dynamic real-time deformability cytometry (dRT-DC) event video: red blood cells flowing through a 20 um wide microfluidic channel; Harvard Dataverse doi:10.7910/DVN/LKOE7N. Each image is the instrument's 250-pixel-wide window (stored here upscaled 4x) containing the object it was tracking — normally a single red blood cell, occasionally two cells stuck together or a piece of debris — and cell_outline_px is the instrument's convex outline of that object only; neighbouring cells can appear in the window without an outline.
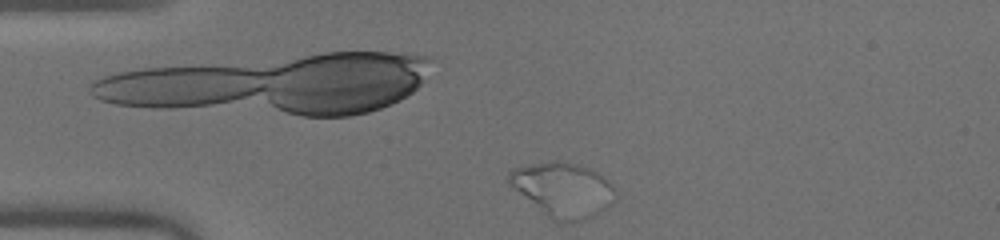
{"species": "human", "species_latin": "Homo sapiens", "temperature_condition": "warm", "stored_images_in_passage": 7, "camera_frame_rate_fps": 3000, "um_per_image_px": 0.085, "donor": {"sex": "male"}, "frame": {"image": 1, "passage_image": 7, "time_ms": 2.0, "image_size_px": [1000, 240], "cell_outline_px": [[616, 200], [612, 204], [592, 216], [584, 220], [572, 224], [560, 224], [552, 220], [508, 184], [508, 172], [512, 168], [556, 160], [576, 164], [588, 168], [596, 172], [608, 180], [612, 184], [616, 192]], "centroid_in_image_um": [47.87, 16.15], "position_along_channel_um": 37.1, "area_um2": 33.87}}